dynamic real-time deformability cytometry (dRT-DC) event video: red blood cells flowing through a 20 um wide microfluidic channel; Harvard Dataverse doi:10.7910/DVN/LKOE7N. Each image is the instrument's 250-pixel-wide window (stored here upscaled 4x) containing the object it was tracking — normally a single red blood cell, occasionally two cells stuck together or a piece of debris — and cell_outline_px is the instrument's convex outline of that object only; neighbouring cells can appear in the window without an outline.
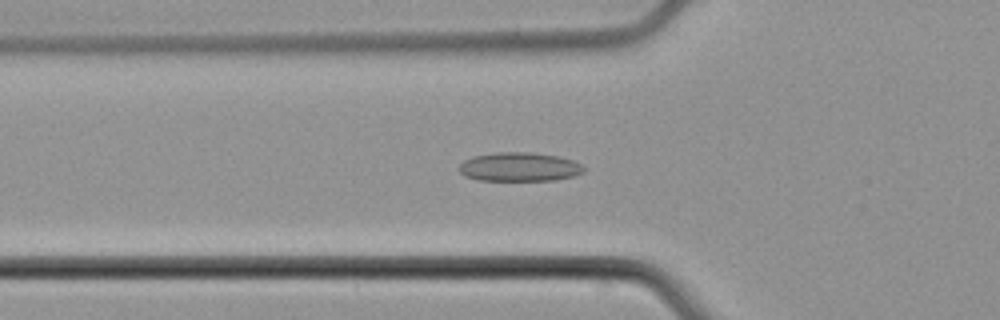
{"species": "common noctule bat (a hibernating species)", "species_latin": "Nyctalus noctula", "temperature_condition": "cold", "stored_images_in_passage": 37, "camera_frame_rate_fps": 3000, "um_per_image_px": 0.085, "animal": {"sex": "male", "body_mass_g": 21.5, "forearm_length_mm": 52.0}, "frame": {"image": 1, "passage_image": 9, "time_ms": 2.667, "image_size_px": [1000, 320], "cell_outline_px": [[584, 172], [572, 176], [552, 180], [480, 180], [464, 176], [460, 172], [460, 164], [464, 160], [472, 156], [496, 152], [532, 152], [556, 156], [572, 160], [580, 164], [584, 168]], "centroid_in_image_um": [44.11, 14.18], "position_along_channel_um": 81.7, "area_um2": 20.87}}
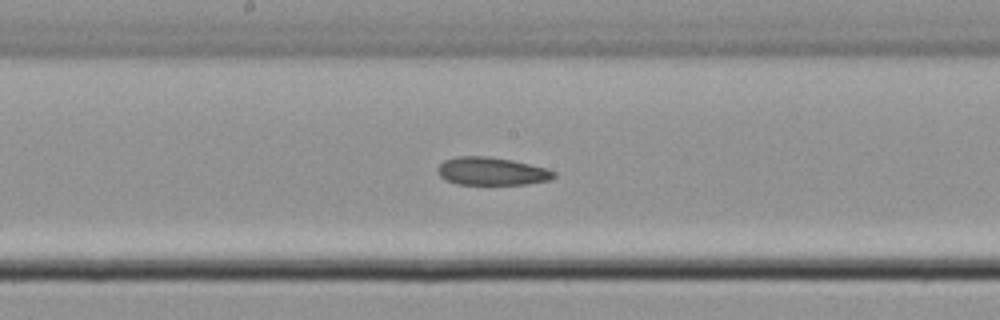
{"frame": {"image": 2, "passage_image": 18, "time_ms": 5.667, "image_size_px": [1000, 320], "cell_outline_px": [[556, 176], [548, 180], [528, 184], [456, 184], [444, 180], [436, 172], [436, 168], [444, 160], [456, 156], [488, 156], [512, 160], [548, 168], [556, 172]], "centroid_in_image_um": [41.77, 14.55], "position_along_channel_um": 206.4, "area_um2": 19.13}}
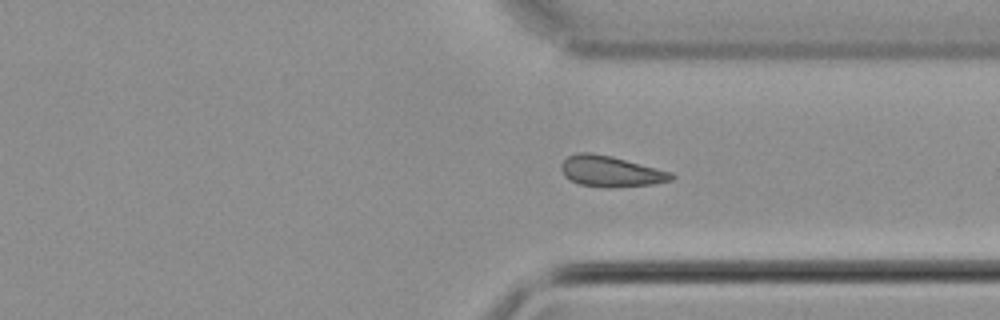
{"frame": {"image": 3, "passage_image": 29, "time_ms": 9.333, "image_size_px": [1000, 320], "cell_outline_px": [[676, 176], [672, 180], [652, 184], [608, 188], [604, 188], [580, 184], [564, 176], [560, 164], [568, 156], [576, 152], [588, 152], [612, 156], [672, 172]], "centroid_in_image_um": [51.91, 14.56], "position_along_channel_um": 359.5, "area_um2": 19.83}}